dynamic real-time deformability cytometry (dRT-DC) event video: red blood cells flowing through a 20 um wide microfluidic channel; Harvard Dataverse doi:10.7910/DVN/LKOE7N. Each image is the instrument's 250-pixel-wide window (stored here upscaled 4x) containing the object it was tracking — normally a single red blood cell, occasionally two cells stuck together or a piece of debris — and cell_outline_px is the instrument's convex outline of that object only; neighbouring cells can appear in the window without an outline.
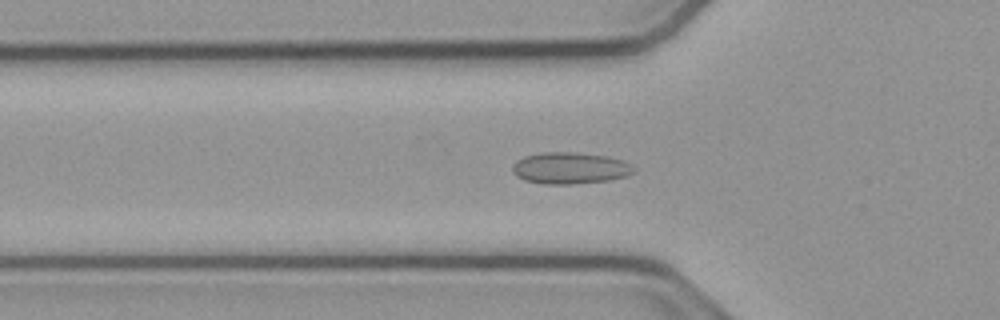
{"species": "common noctule bat (a hibernating species)", "species_latin": "Nyctalus noctula", "temperature_condition": "cold", "stored_images_in_passage": 42, "camera_frame_rate_fps": 3000, "um_per_image_px": 0.085, "animal": {"sex": "male", "body_mass_g": 23.1, "forearm_length_mm": 52.7}, "frame": {"image": 1, "passage_image": 17, "time_ms": 5.333, "image_size_px": [1000, 320], "cell_outline_px": [[636, 172], [624, 176], [608, 180], [572, 184], [544, 184], [524, 180], [516, 176], [512, 172], [512, 164], [516, 160], [524, 156], [544, 152], [576, 152], [604, 156], [624, 160], [636, 168]], "centroid_in_image_um": [48.43, 14.28], "position_along_channel_um": 77.4, "area_um2": 22.43}}
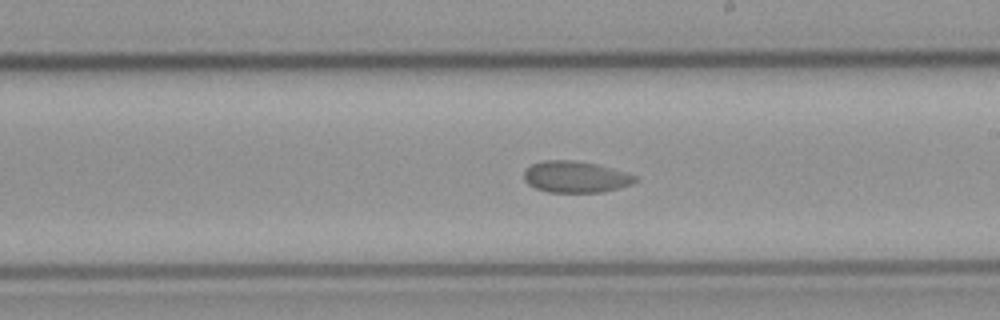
{"frame": {"image": 2, "passage_image": 30, "time_ms": 9.667, "image_size_px": [1000, 320], "cell_outline_px": [[640, 180], [632, 184], [620, 188], [604, 192], [548, 192], [536, 188], [528, 184], [524, 180], [524, 172], [532, 164], [544, 160], [572, 160], [596, 164], [624, 172], [636, 176]], "centroid_in_image_um": [48.94, 15.04], "position_along_channel_um": 240.1, "area_um2": 20.35}}
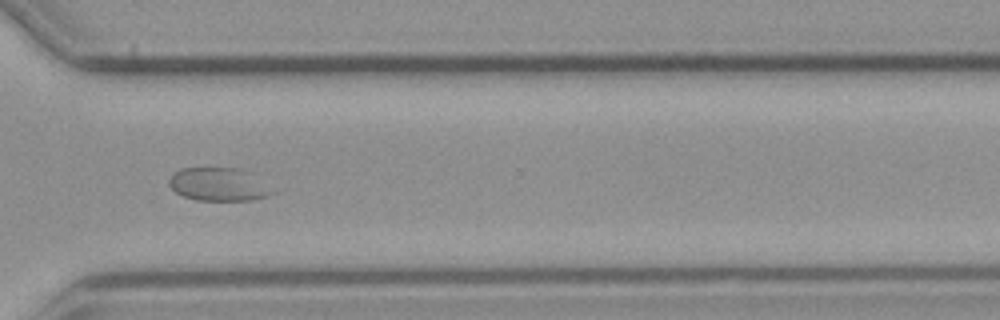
{"frame": {"image": 3, "passage_image": 39, "time_ms": 12.667, "image_size_px": [1000, 320], "cell_outline_px": [[280, 188], [276, 192], [268, 196], [252, 200], [196, 200], [184, 196], [176, 192], [168, 184], [168, 180], [172, 172], [180, 168], [240, 168], [252, 172]], "centroid_in_image_um": [18.72, 15.66], "position_along_channel_um": 351.9, "area_um2": 20.87}}